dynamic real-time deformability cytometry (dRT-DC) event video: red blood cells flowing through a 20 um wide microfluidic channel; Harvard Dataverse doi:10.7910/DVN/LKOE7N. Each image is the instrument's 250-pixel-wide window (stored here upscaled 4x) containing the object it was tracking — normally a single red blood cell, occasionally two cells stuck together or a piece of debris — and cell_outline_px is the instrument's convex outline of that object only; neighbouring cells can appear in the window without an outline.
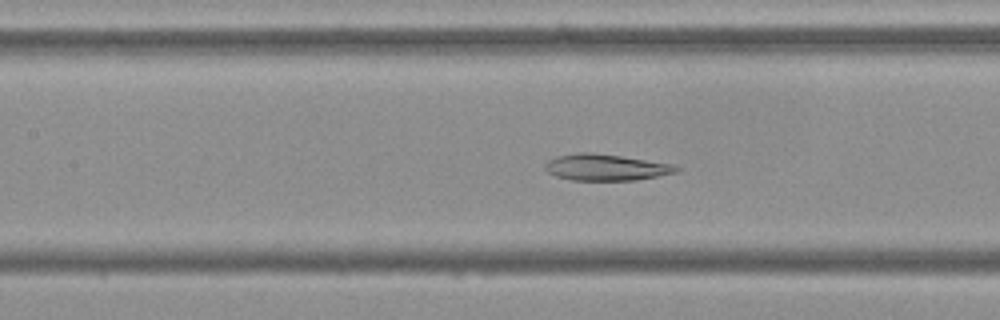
{"species": "Egyptian fruit bat (a non-hibernating species)", "species_latin": "Rousettus aegyptiacus", "temperature_condition": "cold", "stored_images_in_passage": 54, "camera_frame_rate_fps": 3000, "um_per_image_px": 0.085, "frame": {"image": 1, "passage_image": 24, "time_ms": 7.667, "image_size_px": [1000, 320], "cell_outline_px": [[680, 168], [676, 172], [636, 180], [572, 180], [556, 176], [548, 172], [544, 168], [544, 164], [548, 160], [556, 156], [576, 152], [592, 152], [620, 156], [672, 164]], "centroid_in_image_um": [51.43, 14.22], "position_along_channel_um": 156.0, "area_um2": 20.06}}
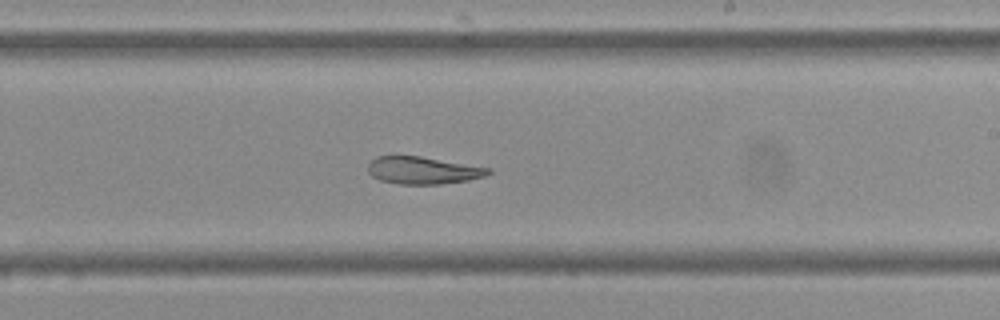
{"frame": {"image": 2, "passage_image": 32, "time_ms": 10.333, "image_size_px": [1000, 320], "cell_outline_px": [[492, 172], [488, 176], [468, 180], [440, 184], [400, 184], [380, 180], [372, 176], [368, 172], [368, 164], [376, 156], [420, 156], [492, 168]], "centroid_in_image_um": [35.99, 14.48], "position_along_channel_um": 253.0, "area_um2": 19.25}}
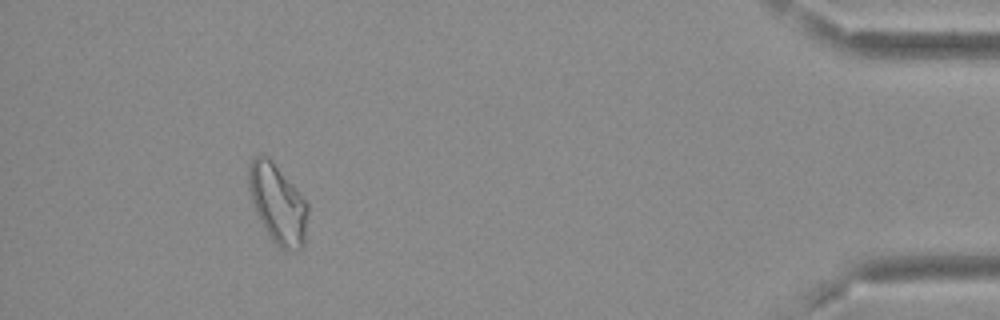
{"frame": {"image": 3, "passage_image": 50, "time_ms": 16.333, "image_size_px": [1000, 320], "cell_outline_px": [[308, 212], [304, 244], [300, 248], [280, 248], [272, 240], [264, 228], [252, 204], [248, 188], [248, 164], [260, 152], [268, 156], [272, 160], [296, 188], [308, 204]], "centroid_in_image_um": [23.57, 17.26], "position_along_channel_um": 411.6, "area_um2": 27.22}}